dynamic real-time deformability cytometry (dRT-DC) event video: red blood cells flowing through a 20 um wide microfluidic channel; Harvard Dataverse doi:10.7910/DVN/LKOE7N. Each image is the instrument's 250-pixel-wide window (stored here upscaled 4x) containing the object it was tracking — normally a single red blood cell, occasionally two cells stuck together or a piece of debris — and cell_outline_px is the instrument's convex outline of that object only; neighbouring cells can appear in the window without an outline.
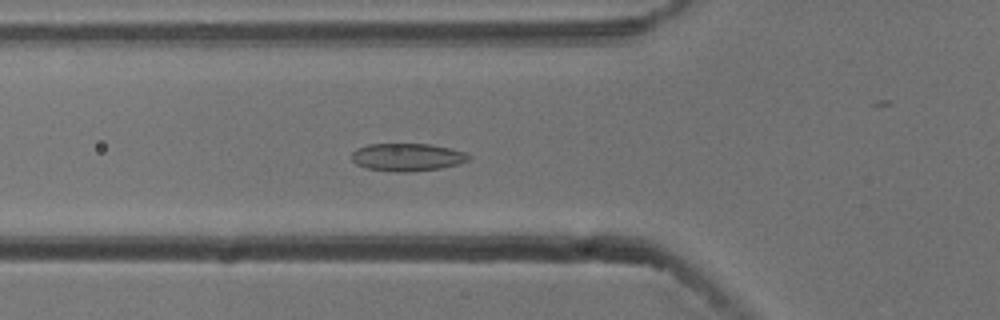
{"species": "common noctule bat (a hibernating species)", "species_latin": "Nyctalus noctula", "temperature_condition": "cold", "stored_images_in_passage": 49, "camera_frame_rate_fps": 3000, "um_per_image_px": 0.085, "animal": {"sex": "male", "body_mass_g": 13.3}, "frame": {"image": 1, "passage_image": 14, "time_ms": 4.333, "image_size_px": [1000, 320], "cell_outline_px": [[472, 156], [468, 160], [460, 164], [440, 168], [412, 172], [396, 172], [364, 168], [356, 164], [352, 160], [352, 152], [356, 148], [368, 144], [432, 144], [452, 148], [464, 152]], "centroid_in_image_um": [34.62, 13.36], "position_along_channel_um": 91.2, "area_um2": 19.19}}
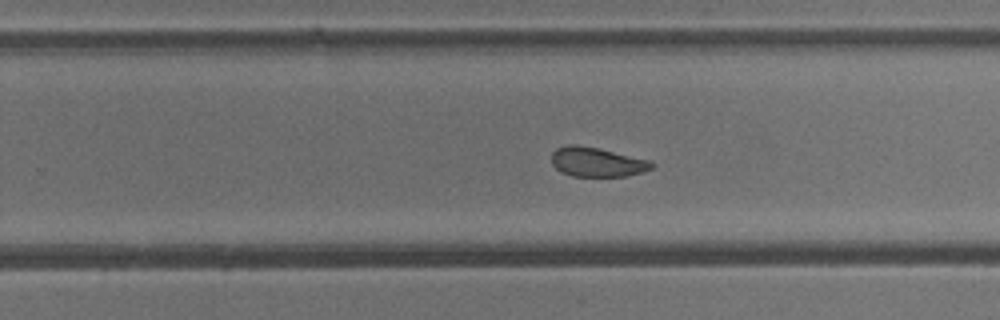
{"frame": {"image": 2, "passage_image": 29, "time_ms": 9.333, "image_size_px": [1000, 320], "cell_outline_px": [[656, 164], [652, 168], [628, 176], [572, 176], [560, 172], [552, 164], [552, 152], [556, 148], [568, 144], [576, 144], [600, 148], [648, 160]], "centroid_in_image_um": [50.71, 13.76], "position_along_channel_um": 279.1, "area_um2": 17.22}}
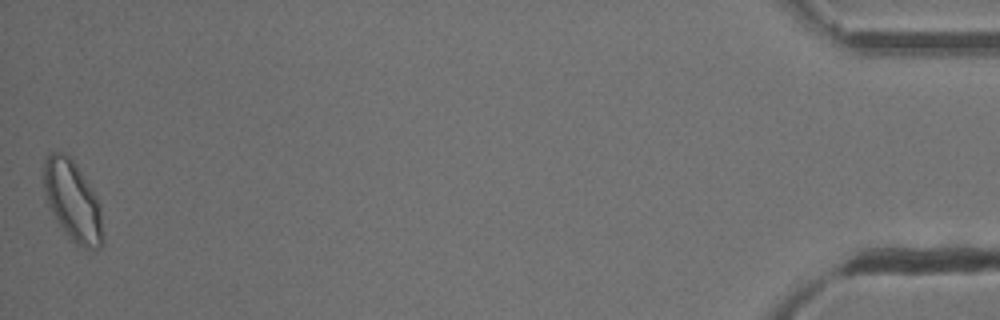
{"frame": {"image": 3, "passage_image": 49, "time_ms": 16.0, "image_size_px": [1000, 320], "cell_outline_px": [[104, 244], [100, 248], [92, 252], [84, 248], [72, 240], [48, 208], [44, 188], [44, 160], [48, 152], [64, 152], [76, 164], [92, 188], [100, 204], [104, 236]], "centroid_in_image_um": [6.21, 17.11], "position_along_channel_um": 429.0, "area_um2": 27.92}, "authors_computed_cell_mechanics": {"area_um2": 19.5364, "velocity_mm_per_s": 3.7502, "shape_relaxation_time_tau1_ms": 5.1297, "shape_relaxation_time_tau2_ms": 1.6982, "deformation_change_tau1": 0.1019, "deformation_change_tau2": 0.0634}}